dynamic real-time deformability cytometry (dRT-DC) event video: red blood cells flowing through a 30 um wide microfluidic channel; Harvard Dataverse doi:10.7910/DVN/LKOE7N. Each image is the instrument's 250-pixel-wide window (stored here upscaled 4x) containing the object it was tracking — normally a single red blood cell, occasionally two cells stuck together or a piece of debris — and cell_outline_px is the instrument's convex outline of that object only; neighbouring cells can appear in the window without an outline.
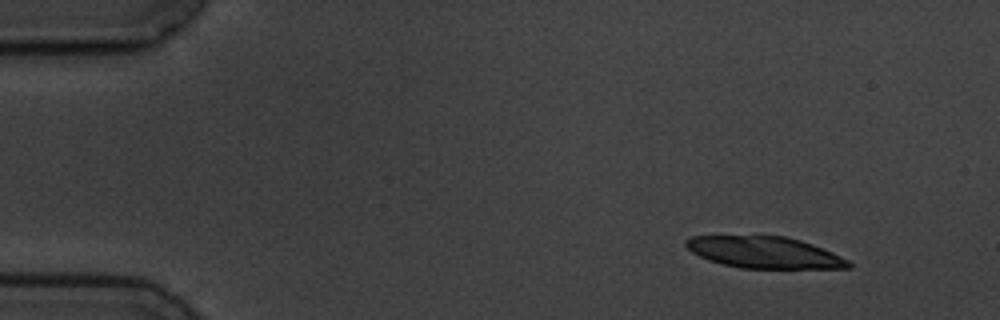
{"species": "common noctule bat (a hibernating species)", "species_latin": "Nyctalus noctula", "temperature_condition": "cold", "stored_images_in_passage": 4, "camera_frame_rate_fps": 3000, "um_per_image_px": 0.085, "animal": {"sex": "male", "body_mass_g": 19.5, "forearm_length_mm": 54.6}, "frame": {"image": 1, "passage_image": 1, "time_ms": 0.0, "image_size_px": [1000, 320], "cell_outline_px": [[852, 268], [740, 268], [708, 260], [692, 252], [684, 244], [684, 240], [688, 236], [784, 236], [800, 240], [812, 244], [832, 252], [848, 260], [852, 264]], "centroid_in_image_um": [64.96, 21.45], "position_along_channel_um": 20.0, "area_um2": 29.77}}